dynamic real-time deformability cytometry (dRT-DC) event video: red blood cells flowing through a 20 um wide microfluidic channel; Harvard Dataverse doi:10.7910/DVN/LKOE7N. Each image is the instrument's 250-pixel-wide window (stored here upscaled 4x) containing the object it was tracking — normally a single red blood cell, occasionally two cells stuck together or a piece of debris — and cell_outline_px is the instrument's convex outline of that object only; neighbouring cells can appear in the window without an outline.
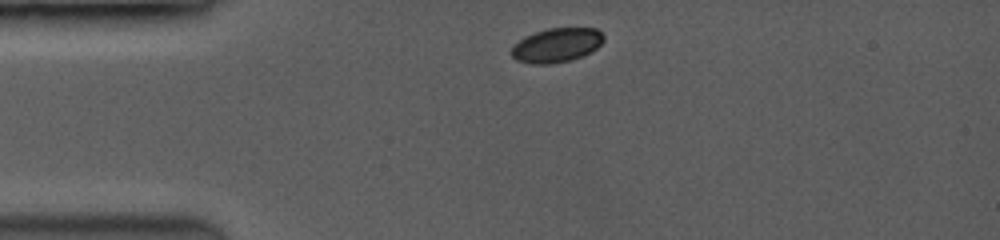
{"species": "common noctule bat (a hibernating species)", "species_latin": "Nyctalus noctula", "temperature_condition": "room temperature", "stored_images_in_passage": 11, "camera_frame_rate_fps": 3500, "um_per_image_px": 0.085, "animal": {"sex": "female", "body_mass_g": 19.0, "forearm_length_mm": 53.3}, "frame": {"image": 1, "passage_image": 1, "time_ms": 0.0, "image_size_px": [1000, 240], "cell_outline_px": [[604, 40], [596, 48], [580, 56], [568, 60], [548, 64], [536, 64], [516, 60], [512, 56], [512, 48], [520, 40], [536, 32], [548, 28], [596, 28], [604, 36]], "centroid_in_image_um": [47.32, 3.83], "position_along_channel_um": 37.7, "area_um2": 17.86}}
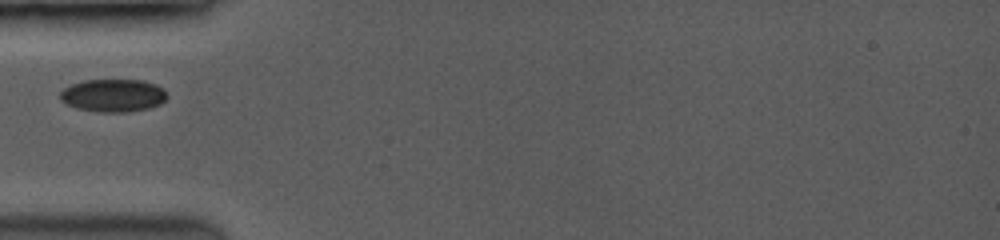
{"frame": {"image": 2, "passage_image": 5, "time_ms": 1.714, "image_size_px": [1000, 240], "cell_outline_px": [[164, 100], [160, 104], [148, 108], [124, 112], [104, 112], [80, 108], [68, 104], [60, 96], [60, 92], [64, 88], [72, 84], [84, 80], [140, 80], [156, 84], [164, 92]], "centroid_in_image_um": [9.61, 8.1], "position_along_channel_um": 75.4, "area_um2": 19.83}}
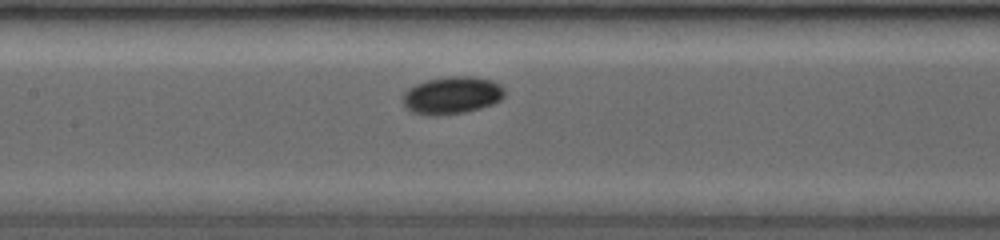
{"frame": {"image": 3, "passage_image": 10, "time_ms": 4.0, "image_size_px": [1000, 240], "cell_outline_px": [[504, 96], [500, 100], [492, 104], [460, 112], [416, 112], [408, 108], [404, 104], [404, 92], [408, 88], [416, 84], [428, 80], [444, 76], [476, 76], [492, 80], [500, 84], [504, 88]], "centroid_in_image_um": [38.48, 8.01], "position_along_channel_um": 168.9, "area_um2": 21.21}}